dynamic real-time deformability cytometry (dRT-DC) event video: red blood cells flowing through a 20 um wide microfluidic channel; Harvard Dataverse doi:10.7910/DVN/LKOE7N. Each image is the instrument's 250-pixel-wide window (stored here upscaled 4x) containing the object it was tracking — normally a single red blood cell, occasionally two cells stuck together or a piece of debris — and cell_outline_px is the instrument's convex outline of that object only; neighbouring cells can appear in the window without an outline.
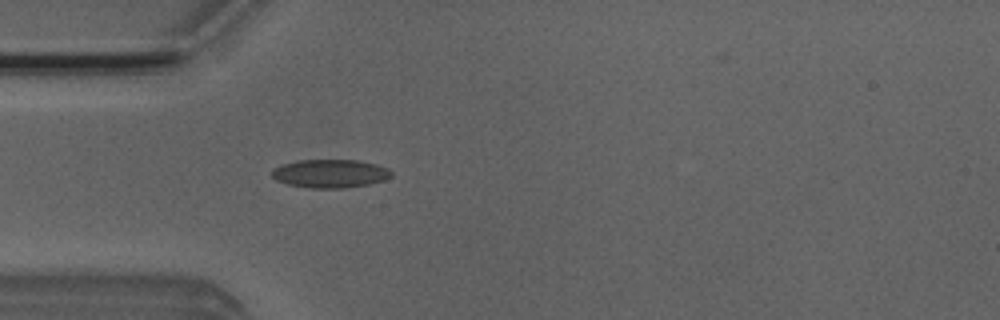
{"species": "Egyptian fruit bat (a non-hibernating species)", "species_latin": "Rousettus aegyptiacus", "temperature_condition": "room temperature", "stored_images_in_passage": 4, "camera_frame_rate_fps": 3000, "um_per_image_px": 0.085, "animal": {"sex": "male"}, "frame": {"image": 1, "passage_image": 4, "time_ms": 1.0, "image_size_px": [1000, 320], "cell_outline_px": [[392, 176], [384, 180], [368, 184], [344, 188], [308, 188], [288, 184], [276, 180], [272, 176], [272, 168], [284, 164], [300, 160], [356, 160], [376, 164], [388, 168], [392, 172]], "centroid_in_image_um": [28.07, 14.75], "position_along_channel_um": 56.9, "area_um2": 19.71}}